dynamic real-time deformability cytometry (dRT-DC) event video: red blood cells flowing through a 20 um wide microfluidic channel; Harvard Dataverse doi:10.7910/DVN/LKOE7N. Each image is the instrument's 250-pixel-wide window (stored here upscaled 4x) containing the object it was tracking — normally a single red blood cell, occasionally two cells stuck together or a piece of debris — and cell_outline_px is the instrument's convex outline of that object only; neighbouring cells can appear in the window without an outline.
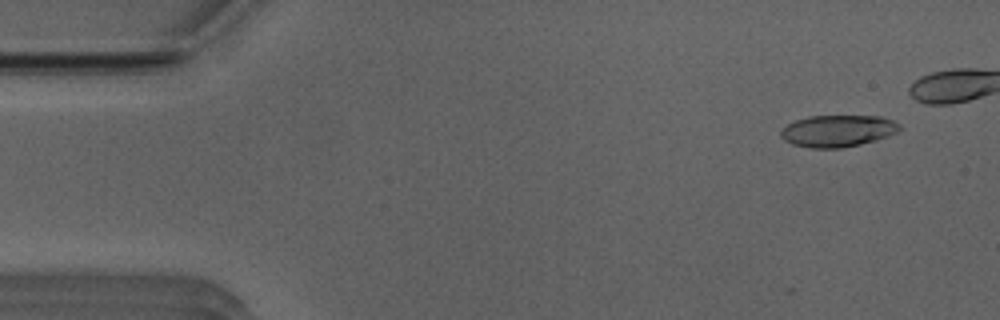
{"species": "Egyptian fruit bat (a non-hibernating species)", "species_latin": "Rousettus aegyptiacus", "temperature_condition": "room temperature", "stored_images_in_passage": 6, "camera_frame_rate_fps": 3000, "um_per_image_px": 0.085, "animal": {"sex": "male"}, "frame": {"image": 1, "passage_image": 4, "time_ms": 1.0, "image_size_px": [1000, 320], "cell_outline_px": [[904, 128], [888, 136], [876, 140], [860, 144], [840, 148], [812, 148], [792, 144], [784, 140], [780, 136], [780, 132], [788, 124], [796, 120], [808, 116], [880, 116], [892, 120], [900, 124]], "centroid_in_image_um": [71.23, 11.12], "position_along_channel_um": 13.8, "area_um2": 22.02}}